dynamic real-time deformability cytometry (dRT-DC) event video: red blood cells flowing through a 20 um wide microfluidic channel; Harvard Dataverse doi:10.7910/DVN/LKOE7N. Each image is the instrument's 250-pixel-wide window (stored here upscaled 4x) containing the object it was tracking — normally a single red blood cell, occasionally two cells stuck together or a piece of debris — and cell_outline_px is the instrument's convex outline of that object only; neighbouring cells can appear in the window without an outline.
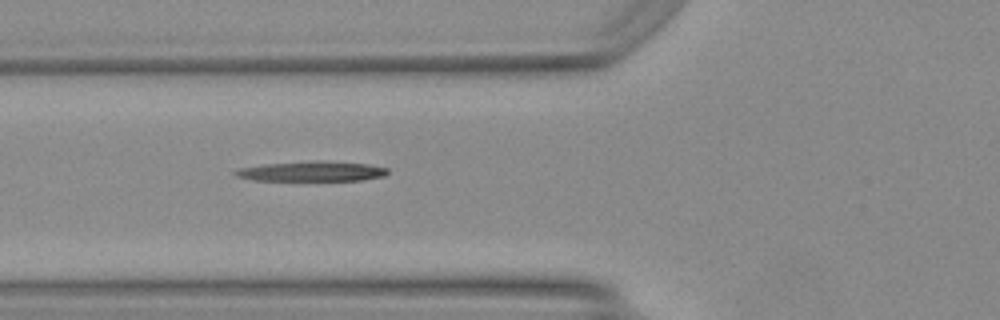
{"species": "Egyptian fruit bat (a non-hibernating species)", "species_latin": "Rousettus aegyptiacus", "temperature_condition": "warm", "stored_images_in_passage": 13, "camera_frame_rate_fps": 3000, "um_per_image_px": 0.085, "animal": {"sex": "female"}, "frame": {"image": 1, "passage_image": 3, "time_ms": 0.667, "image_size_px": [1000, 320], "cell_outline_px": [[388, 172], [384, 176], [360, 180], [252, 180], [236, 176], [232, 172], [236, 168], [264, 164], [312, 160], [316, 160], [368, 164], [388, 168]], "centroid_in_image_um": [26.45, 14.55], "position_along_channel_um": 99.4, "area_um2": 17.8}}
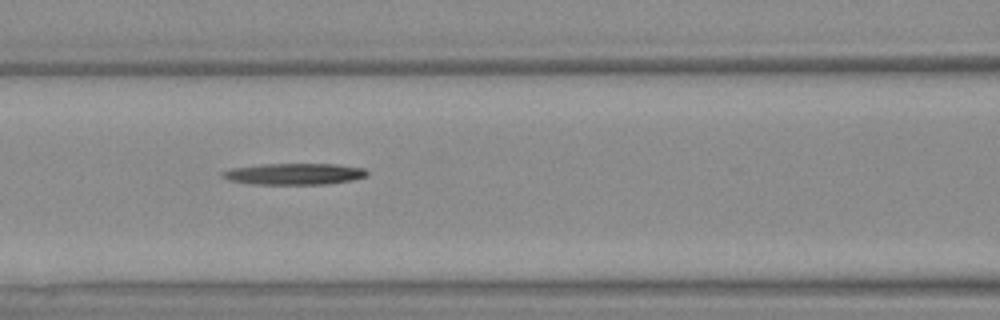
{"frame": {"image": 2, "passage_image": 6, "time_ms": 1.667, "image_size_px": [1000, 320], "cell_outline_px": [[368, 176], [352, 180], [324, 184], [252, 184], [232, 180], [220, 176], [220, 172], [232, 168], [260, 164], [336, 164], [364, 168], [368, 172]], "centroid_in_image_um": [25.02, 14.78], "position_along_channel_um": 141.6, "area_um2": 17.98}}